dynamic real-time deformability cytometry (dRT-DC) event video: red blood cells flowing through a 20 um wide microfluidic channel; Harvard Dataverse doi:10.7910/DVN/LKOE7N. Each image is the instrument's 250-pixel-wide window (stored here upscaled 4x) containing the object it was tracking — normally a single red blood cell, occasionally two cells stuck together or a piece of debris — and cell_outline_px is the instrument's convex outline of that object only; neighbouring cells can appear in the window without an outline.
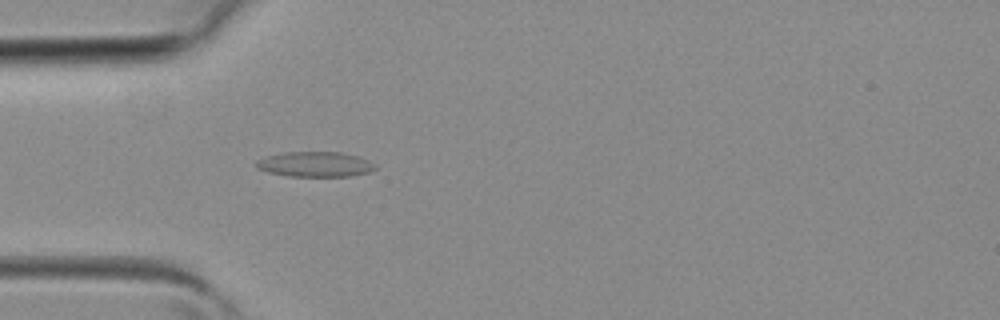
{"species": "common noctule bat (a hibernating species)", "species_latin": "Nyctalus noctula", "temperature_condition": "room temperature", "stored_images_in_passage": 2, "camera_frame_rate_fps": 3000, "um_per_image_px": 0.085, "animal": {"sex": "female", "body_mass_g": 19.3, "forearm_length_mm": 54.1}, "frame": {"image": 1, "passage_image": 2, "time_ms": 0.333, "image_size_px": [1000, 320], "cell_outline_px": [[376, 168], [368, 172], [348, 176], [288, 176], [268, 172], [256, 168], [252, 164], [256, 160], [268, 156], [284, 152], [340, 152], [356, 156], [368, 160], [376, 164]], "centroid_in_image_um": [26.73, 13.96], "position_along_channel_um": 58.3, "area_um2": 17.4}}